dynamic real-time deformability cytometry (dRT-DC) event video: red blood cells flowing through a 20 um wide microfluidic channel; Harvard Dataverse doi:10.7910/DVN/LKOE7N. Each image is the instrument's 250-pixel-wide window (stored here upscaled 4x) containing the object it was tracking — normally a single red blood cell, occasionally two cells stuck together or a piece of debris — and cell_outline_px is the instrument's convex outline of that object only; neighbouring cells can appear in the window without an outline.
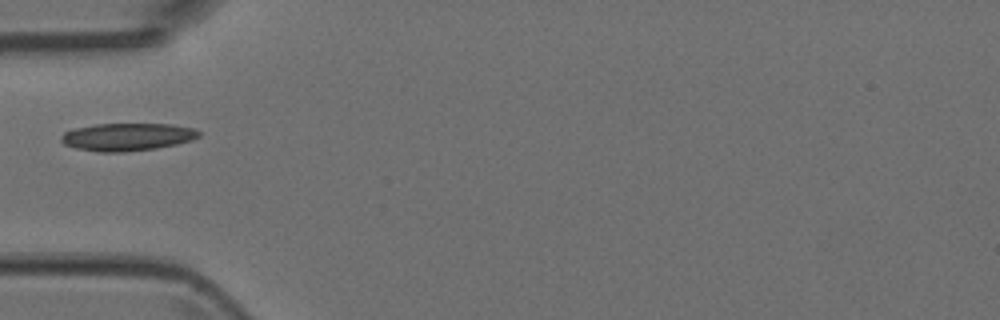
{"species": "Egyptian fruit bat (a non-hibernating species)", "species_latin": "Rousettus aegyptiacus", "temperature_condition": "room temperature", "stored_images_in_passage": 5, "camera_frame_rate_fps": 3000, "um_per_image_px": 0.085, "animal": {"sex": "female"}, "frame": {"image": 1, "passage_image": 4, "time_ms": 1.0, "image_size_px": [1000, 320], "cell_outline_px": [[200, 136], [192, 140], [176, 144], [156, 148], [124, 152], [100, 152], [76, 148], [64, 144], [60, 140], [60, 136], [64, 132], [76, 128], [96, 124], [172, 124], [196, 128], [200, 132]], "centroid_in_image_um": [10.84, 11.63], "position_along_channel_um": 74.2, "area_um2": 22.25}}
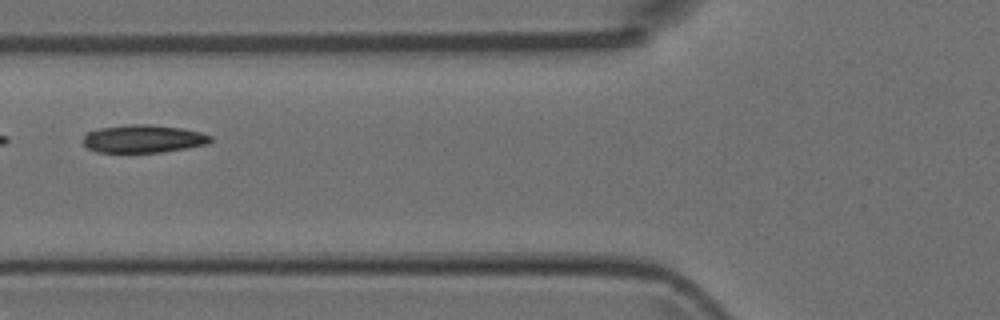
{"frame": {"image": 2, "passage_image": 5, "time_ms": 1.333, "image_size_px": [1000, 320], "cell_outline_px": [[212, 140], [208, 144], [160, 152], [96, 152], [88, 148], [84, 144], [84, 136], [88, 132], [100, 128], [132, 124], [148, 124], [180, 128], [200, 132], [212, 136]], "centroid_in_image_um": [12.18, 11.79], "position_along_channel_um": 113.6, "area_um2": 20.46}}